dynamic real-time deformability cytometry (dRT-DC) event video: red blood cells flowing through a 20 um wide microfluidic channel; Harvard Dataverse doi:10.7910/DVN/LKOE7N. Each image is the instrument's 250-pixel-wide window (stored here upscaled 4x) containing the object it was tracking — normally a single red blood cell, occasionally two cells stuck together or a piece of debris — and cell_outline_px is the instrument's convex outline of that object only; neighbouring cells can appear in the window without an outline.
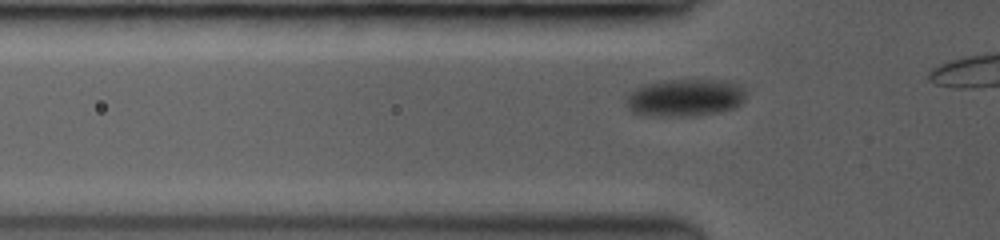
{"species": "common noctule bat (a hibernating species)", "species_latin": "Nyctalus noctula", "temperature_condition": "room temperature", "stored_images_in_passage": 8, "camera_frame_rate_fps": 3500, "um_per_image_px": 0.085, "animal": {"sex": "female", "body_mass_g": 19.0, "forearm_length_mm": 53.3}, "frame": {"image": 1, "passage_image": 3, "time_ms": 0.571, "image_size_px": [1000, 240], "cell_outline_px": [[744, 100], [740, 104], [732, 108], [716, 112], [684, 116], [676, 116], [632, 112], [628, 104], [628, 96], [632, 92], [644, 84], [668, 80], [724, 80], [740, 88], [744, 96]], "centroid_in_image_um": [58.23, 8.29], "position_along_channel_um": 67.6, "area_um2": 24.91}}